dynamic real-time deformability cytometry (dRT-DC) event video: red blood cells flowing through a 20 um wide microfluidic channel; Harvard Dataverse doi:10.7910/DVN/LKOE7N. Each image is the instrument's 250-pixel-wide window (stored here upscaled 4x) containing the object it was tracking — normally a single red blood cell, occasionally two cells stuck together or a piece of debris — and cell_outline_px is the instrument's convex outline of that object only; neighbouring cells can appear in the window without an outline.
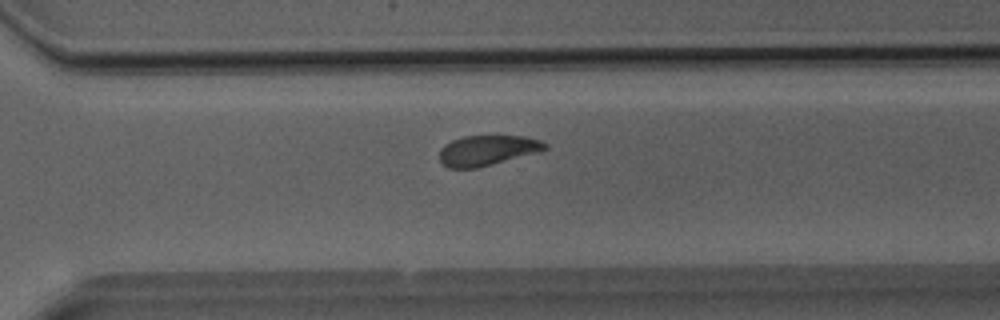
{"species": "Egyptian fruit bat (a non-hibernating species)", "species_latin": "Rousettus aegyptiacus", "temperature_condition": "room temperature", "stored_images_in_passage": 29, "camera_frame_rate_fps": 3000, "um_per_image_px": 0.085, "animal": {"sex": "male"}, "frame": {"image": 1, "passage_image": 18, "time_ms": 5.667, "image_size_px": [1000, 320], "cell_outline_px": [[548, 148], [540, 152], [476, 168], [448, 168], [440, 160], [440, 148], [444, 144], [452, 140], [464, 136], [524, 136], [540, 140], [548, 144]], "centroid_in_image_um": [41.44, 12.77], "position_along_channel_um": 329.2, "area_um2": 18.61}}
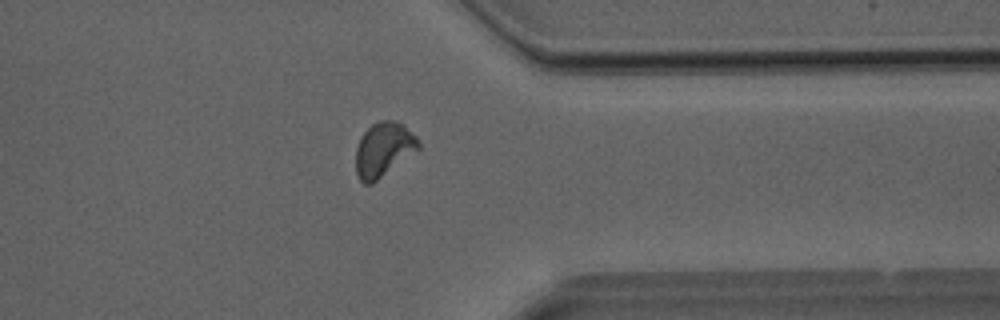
{"frame": {"image": 2, "passage_image": 21, "time_ms": 6.667, "image_size_px": [1000, 320], "cell_outline_px": [[420, 148], [372, 184], [364, 184], [360, 180], [356, 172], [356, 148], [360, 136], [372, 124], [380, 120], [396, 120], [404, 124], [420, 140]], "centroid_in_image_um": [32.61, 12.69], "position_along_channel_um": 378.8, "area_um2": 19.94}}
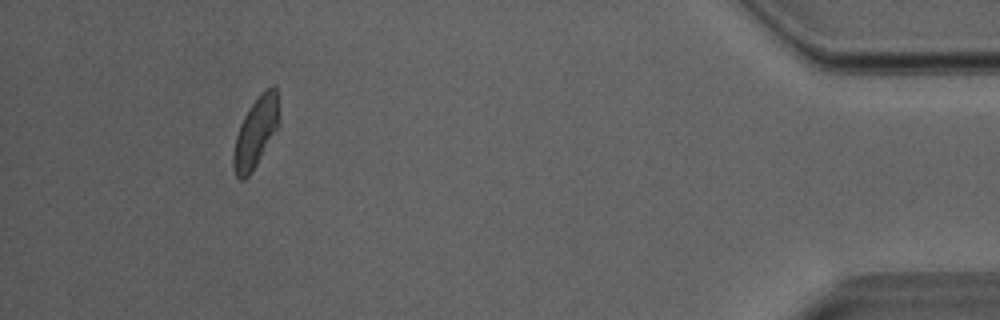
{"frame": {"image": 3, "passage_image": 26, "time_ms": 8.333, "image_size_px": [1000, 320], "cell_outline_px": [[276, 128], [252, 172], [244, 180], [240, 180], [236, 176], [232, 168], [232, 152], [236, 136], [240, 124], [244, 116], [252, 104], [272, 84], [276, 84]], "centroid_in_image_um": [21.64, 11.35], "position_along_channel_um": 413.6, "area_um2": 17.74}}